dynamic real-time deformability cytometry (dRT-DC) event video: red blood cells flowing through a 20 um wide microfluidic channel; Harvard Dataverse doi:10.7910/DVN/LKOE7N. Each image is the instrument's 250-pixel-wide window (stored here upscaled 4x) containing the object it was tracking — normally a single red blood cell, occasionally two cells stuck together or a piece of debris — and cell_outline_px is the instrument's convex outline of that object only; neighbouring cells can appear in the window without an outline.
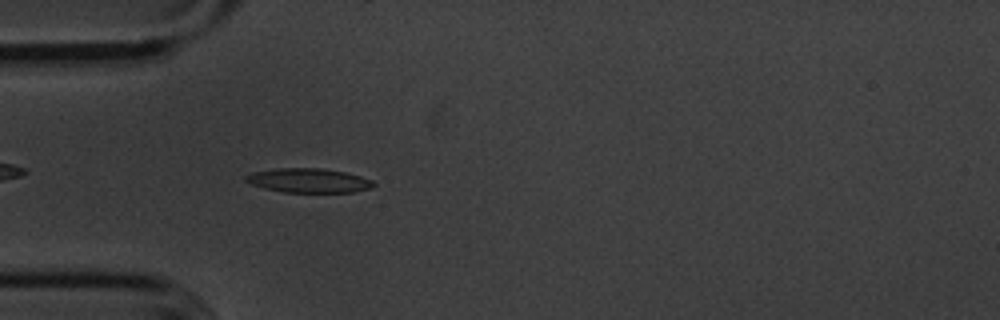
{"species": "common noctule bat (a hibernating species)", "species_latin": "Nyctalus noctula", "temperature_condition": "cold", "stored_images_in_passage": 43, "camera_frame_rate_fps": 3000, "um_per_image_px": 0.085, "animal": {"sex": "male", "body_mass_g": 20.1, "forearm_length_mm": 53.5}, "frame": {"image": 1, "passage_image": 4, "time_ms": 1.0, "image_size_px": [1000, 320], "cell_outline_px": [[376, 184], [372, 188], [352, 192], [284, 192], [264, 188], [252, 184], [244, 180], [244, 176], [252, 172], [276, 168], [320, 168], [344, 172], [360, 176], [372, 180]], "centroid_in_image_um": [26.22, 15.34], "position_along_channel_um": 58.8, "area_um2": 18.03}}
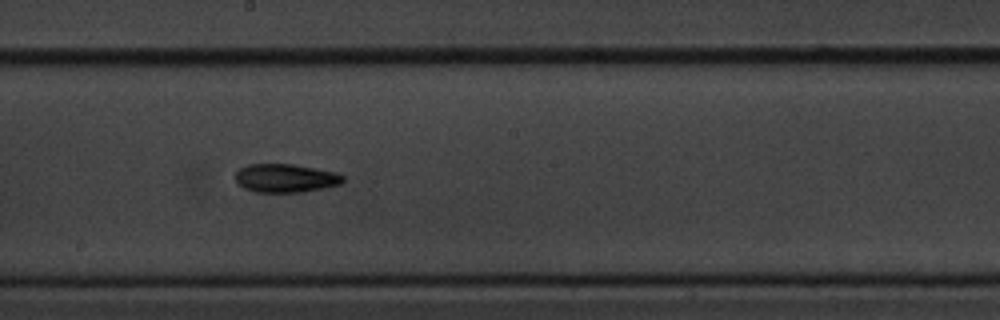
{"frame": {"image": 2, "passage_image": 18, "time_ms": 5.667, "image_size_px": [1000, 320], "cell_outline_px": [[344, 180], [340, 184], [324, 188], [304, 192], [256, 192], [244, 188], [236, 184], [236, 172], [240, 168], [248, 164], [292, 164], [316, 168], [336, 172], [344, 176]], "centroid_in_image_um": [24.27, 15.14], "position_along_channel_um": 223.9, "area_um2": 17.98}}
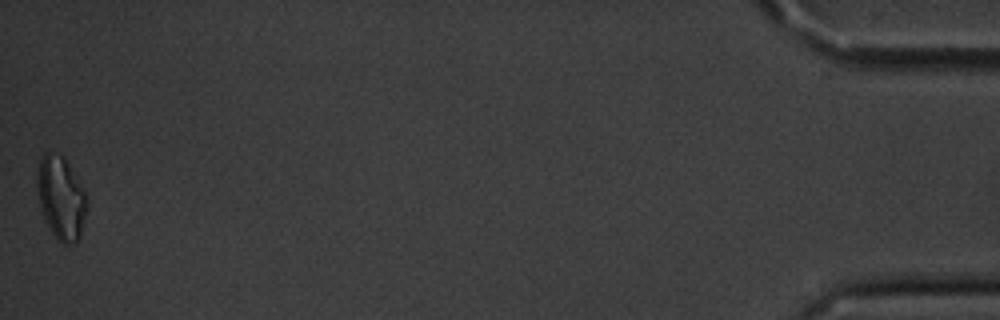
{"frame": {"image": 3, "passage_image": 43, "time_ms": 14.0, "image_size_px": [1000, 320], "cell_outline_px": [[88, 208], [80, 236], [76, 244], [64, 244], [52, 232], [44, 220], [40, 204], [36, 184], [36, 172], [40, 156], [44, 152], [48, 152], [64, 156], [88, 196]], "centroid_in_image_um": [5.2, 16.8], "position_along_channel_um": 430.0, "area_um2": 24.45}, "authors_computed_cell_mechanics": {"area_um2": 17.8024, "velocity_mm_per_s": 3.5987, "shape_relaxation_time_tau1_ms": 5.7633, "shape_relaxation_time_tau2_ms": 6.2698, "deformation_change_tau1": 0.1508, "deformation_change_tau2": 0.1445}}